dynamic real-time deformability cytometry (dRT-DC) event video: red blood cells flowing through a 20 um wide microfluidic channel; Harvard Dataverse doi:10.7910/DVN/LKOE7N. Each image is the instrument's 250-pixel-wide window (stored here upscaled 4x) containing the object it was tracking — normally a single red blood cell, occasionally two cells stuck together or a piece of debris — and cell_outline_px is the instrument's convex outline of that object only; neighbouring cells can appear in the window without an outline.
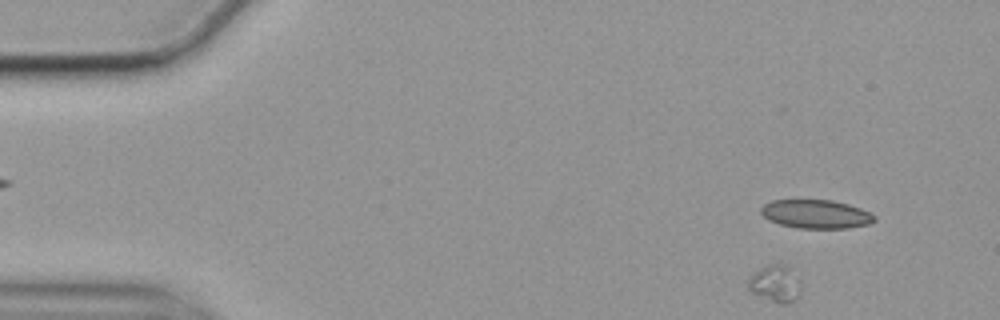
{"species": "common noctule bat (a hibernating species)", "species_latin": "Nyctalus noctula", "temperature_condition": "cold", "stored_images_in_passage": 59, "segment_of_instrument_passage": [1, 2], "camera_frame_rate_fps": 3000, "um_per_image_px": 0.085, "animal": {"sex": "female", "body_mass_g": 19.9}, "frame": {"image": 1, "passage_image": 4, "time_ms": 1.0, "image_size_px": [1000, 320], "cell_outline_px": [[800, 288], [796, 296], [792, 300], [784, 304], [780, 304], [752, 292], [748, 288], [748, 276], [752, 272], [768, 264], [784, 264], [800, 280]], "centroid_in_image_um": [65.84, 24.07], "position_along_channel_um": 19.2, "area_um2": 11.1}}